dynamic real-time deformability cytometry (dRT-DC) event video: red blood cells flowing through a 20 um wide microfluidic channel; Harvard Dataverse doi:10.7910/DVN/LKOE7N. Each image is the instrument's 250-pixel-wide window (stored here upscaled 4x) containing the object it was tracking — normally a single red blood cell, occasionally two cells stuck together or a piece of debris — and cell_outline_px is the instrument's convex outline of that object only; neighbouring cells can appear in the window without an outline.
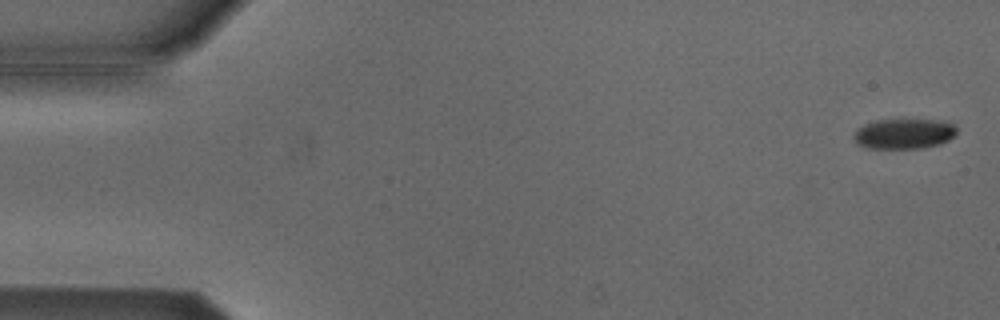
{"species": "Egyptian fruit bat (a non-hibernating species)", "species_latin": "Rousettus aegyptiacus", "temperature_condition": "cold", "stored_images_in_passage": 6, "camera_frame_rate_fps": 3000, "um_per_image_px": 0.085, "animal": {"sex": "male"}, "frame": {"image": 1, "passage_image": 1, "time_ms": 0.0, "image_size_px": [1000, 320], "cell_outline_px": [[956, 132], [948, 140], [940, 144], [920, 148], [868, 148], [860, 144], [856, 140], [856, 128], [864, 124], [876, 120], [900, 116], [904, 116], [948, 120], [956, 128]], "centroid_in_image_um": [76.9, 11.28], "position_along_channel_um": 8.1, "area_um2": 18.96}}